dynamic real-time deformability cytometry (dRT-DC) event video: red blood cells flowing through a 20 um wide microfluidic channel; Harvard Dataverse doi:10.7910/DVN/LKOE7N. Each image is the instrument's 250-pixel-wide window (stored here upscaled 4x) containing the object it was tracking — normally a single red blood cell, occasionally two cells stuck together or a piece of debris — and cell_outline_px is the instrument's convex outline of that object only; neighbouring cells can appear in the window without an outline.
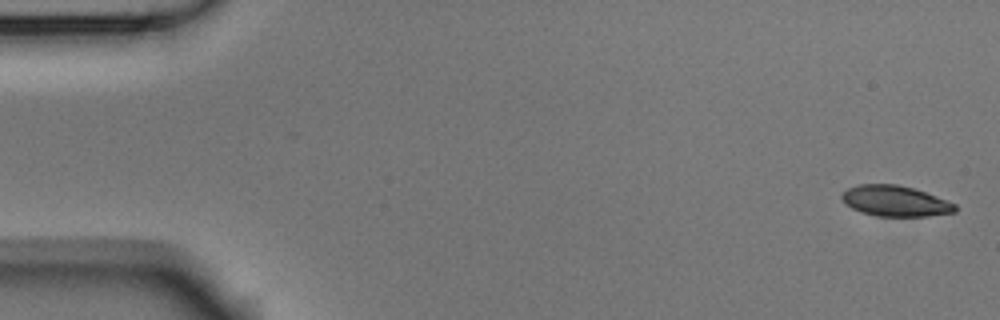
{"species": "Egyptian fruit bat (a non-hibernating species)", "species_latin": "Rousettus aegyptiacus", "temperature_condition": "room temperature", "stored_images_in_passage": 4, "camera_frame_rate_fps": 3000, "um_per_image_px": 0.085, "animal": {"sex": "male"}, "frame": {"image": 1, "passage_image": 1, "time_ms": 0.0, "image_size_px": [1000, 320], "cell_outline_px": [[956, 212], [928, 216], [876, 216], [860, 212], [844, 204], [840, 196], [848, 188], [860, 184], [896, 184], [912, 188], [936, 196], [956, 204]], "centroid_in_image_um": [76.07, 17.09], "position_along_channel_um": 8.9, "area_um2": 20.23}}
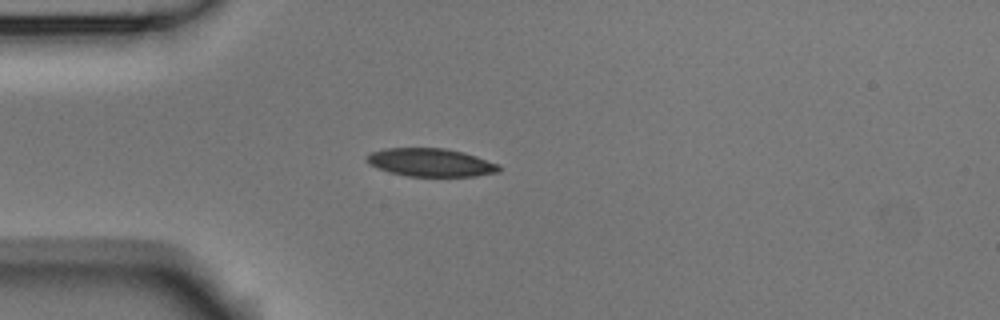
{"frame": {"image": 2, "passage_image": 4, "time_ms": 1.0, "image_size_px": [1000, 320], "cell_outline_px": [[500, 172], [476, 176], [408, 176], [388, 172], [368, 164], [364, 160], [364, 156], [372, 152], [384, 148], [444, 148], [464, 152], [500, 164]], "centroid_in_image_um": [36.59, 13.81], "position_along_channel_um": 48.4, "area_um2": 21.91}}